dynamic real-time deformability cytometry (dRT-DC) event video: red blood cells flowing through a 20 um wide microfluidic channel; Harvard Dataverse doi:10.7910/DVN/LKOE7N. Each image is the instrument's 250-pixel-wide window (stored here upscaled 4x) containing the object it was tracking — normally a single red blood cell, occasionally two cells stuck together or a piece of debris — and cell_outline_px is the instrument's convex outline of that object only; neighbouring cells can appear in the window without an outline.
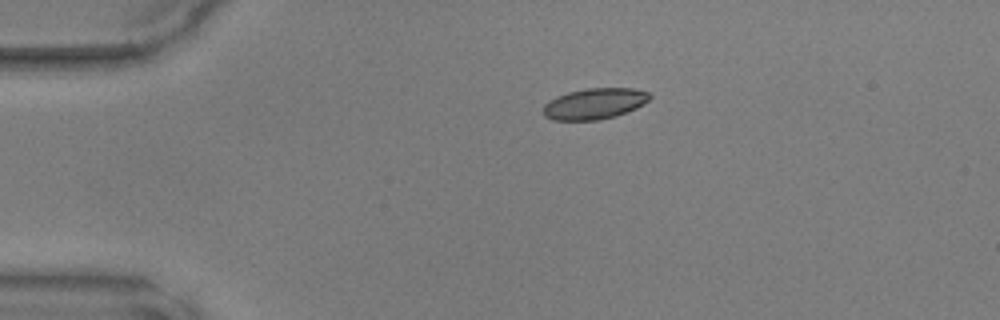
{"species": "common noctule bat (a hibernating species)", "species_latin": "Nyctalus noctula", "temperature_condition": "warm", "stored_images_in_passage": 39, "camera_frame_rate_fps": 3000, "um_per_image_px": 0.085, "animal": {"sex": "male", "body_mass_g": 17.9, "forearm_length_mm": 54.2}, "frame": {"image": 1, "passage_image": 1, "time_ms": 0.0, "image_size_px": [1000, 320], "cell_outline_px": [[652, 96], [644, 104], [636, 108], [616, 116], [600, 120], [552, 120], [544, 116], [544, 104], [556, 96], [568, 92], [588, 88], [632, 88], [648, 92]], "centroid_in_image_um": [50.54, 8.81], "position_along_channel_um": 34.5, "area_um2": 19.25}}
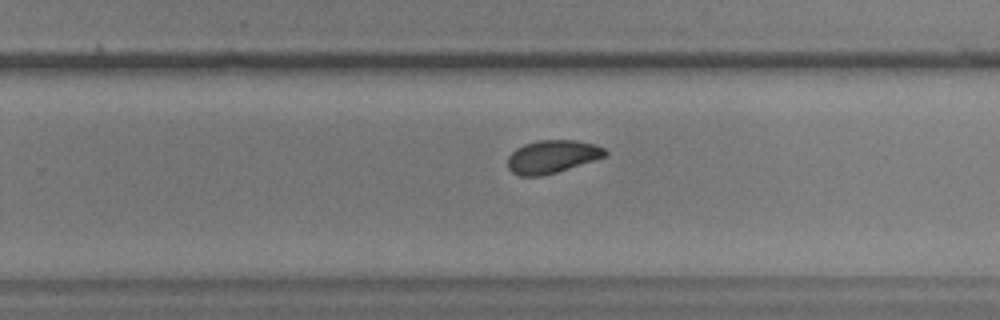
{"frame": {"image": 2, "passage_image": 22, "time_ms": 7.0, "image_size_px": [1000, 320], "cell_outline_px": [[608, 156], [596, 160], [556, 172], [540, 176], [520, 176], [512, 172], [508, 168], [508, 156], [516, 148], [524, 144], [536, 140], [576, 140], [596, 144], [604, 148], [608, 152]], "centroid_in_image_um": [46.96, 13.3], "position_along_channel_um": 282.8, "area_um2": 18.9}}
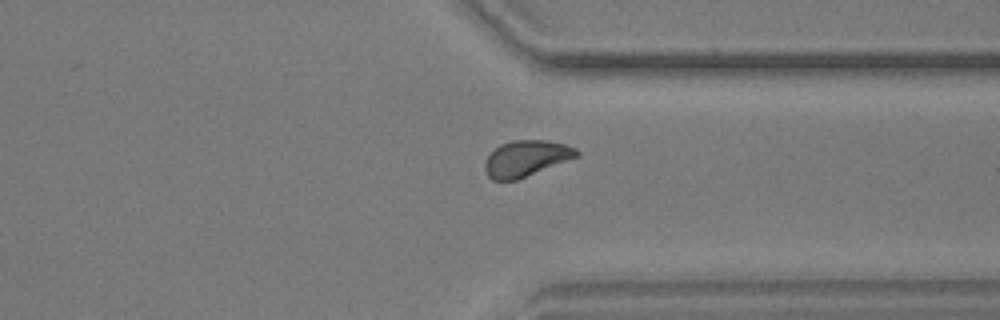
{"frame": {"image": 3, "passage_image": 28, "time_ms": 9.0, "image_size_px": [1000, 320], "cell_outline_px": [[580, 156], [516, 180], [492, 180], [488, 176], [484, 168], [484, 164], [488, 156], [500, 144], [512, 140], [548, 140], [564, 144], [576, 148], [580, 152]], "centroid_in_image_um": [44.74, 13.46], "position_along_channel_um": 366.7, "area_um2": 19.25}}